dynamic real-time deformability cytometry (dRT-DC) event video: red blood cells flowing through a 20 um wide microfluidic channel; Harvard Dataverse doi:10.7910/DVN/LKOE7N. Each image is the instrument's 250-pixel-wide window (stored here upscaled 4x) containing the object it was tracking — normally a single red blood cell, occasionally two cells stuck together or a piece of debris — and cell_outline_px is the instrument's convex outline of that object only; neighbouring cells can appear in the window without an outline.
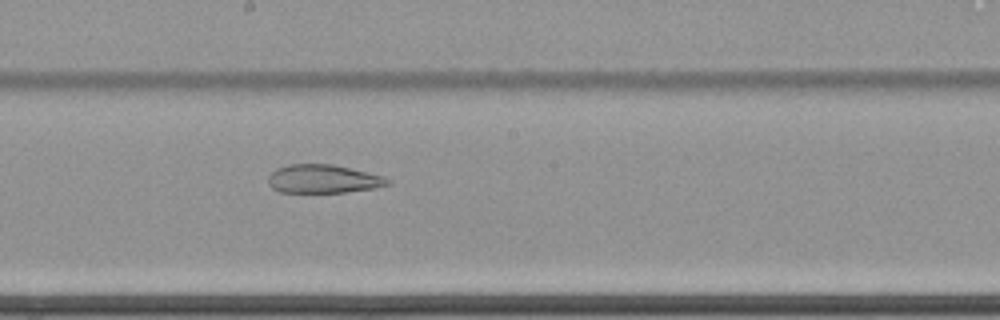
{"species": "common noctule bat (a hibernating species)", "species_latin": "Nyctalus noctula", "temperature_condition": "cold", "stored_images_in_passage": 54, "camera_frame_rate_fps": 3000, "um_per_image_px": 0.085, "animal": {"sex": "female", "body_mass_g": 22.7, "forearm_length_mm": 54.2}, "frame": {"image": 1, "passage_image": 28, "time_ms": 9.0, "image_size_px": [1000, 320], "cell_outline_px": [[392, 184], [376, 188], [344, 192], [280, 192], [272, 188], [268, 184], [268, 176], [276, 168], [288, 164], [332, 164], [384, 176], [392, 180]], "centroid_in_image_um": [27.49, 15.21], "position_along_channel_um": 220.7, "area_um2": 19.94}}
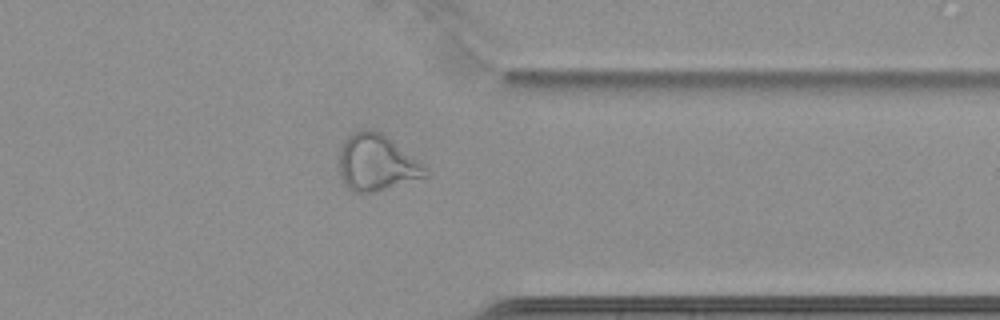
{"frame": {"image": 2, "passage_image": 42, "time_ms": 13.667, "image_size_px": [1000, 320], "cell_outline_px": [[428, 176], [372, 192], [352, 192], [344, 184], [340, 176], [340, 144], [356, 128], [368, 128], [380, 132], [388, 136], [416, 160], [424, 168]], "centroid_in_image_um": [31.93, 13.79], "position_along_channel_um": 379.5, "area_um2": 28.03}, "authors_computed_cell_mechanics": {"area_um2": 28.6977, "velocity_mm_per_s": 3.4598, "shape_relaxation_time_tau1_ms": null, "shape_relaxation_time_tau2_ms": 2.8895, "deformation_change_tau1": null, "deformation_change_tau2": 0.0939}}